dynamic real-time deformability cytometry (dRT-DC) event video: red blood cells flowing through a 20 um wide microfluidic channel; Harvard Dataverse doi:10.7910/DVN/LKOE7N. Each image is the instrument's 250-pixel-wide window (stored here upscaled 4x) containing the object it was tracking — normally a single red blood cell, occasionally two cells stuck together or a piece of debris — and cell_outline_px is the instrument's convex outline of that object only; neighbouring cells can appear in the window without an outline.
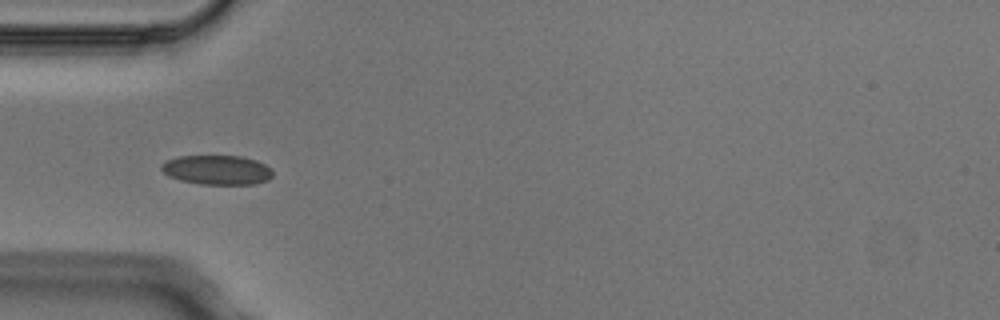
{"species": "Egyptian fruit bat (a non-hibernating species)", "species_latin": "Rousettus aegyptiacus", "temperature_condition": "cold", "stored_images_in_passage": 5, "camera_frame_rate_fps": 3000, "um_per_image_px": 0.085, "animal": {"sex": "male"}, "frame": {"image": 1, "passage_image": 4, "time_ms": 1.0, "image_size_px": [1000, 320], "cell_outline_px": [[272, 176], [268, 180], [252, 184], [200, 184], [180, 180], [168, 176], [160, 168], [160, 164], [168, 160], [180, 156], [240, 156], [256, 160], [264, 164], [272, 172]], "centroid_in_image_um": [18.42, 14.44], "position_along_channel_um": 66.6, "area_um2": 18.96}}
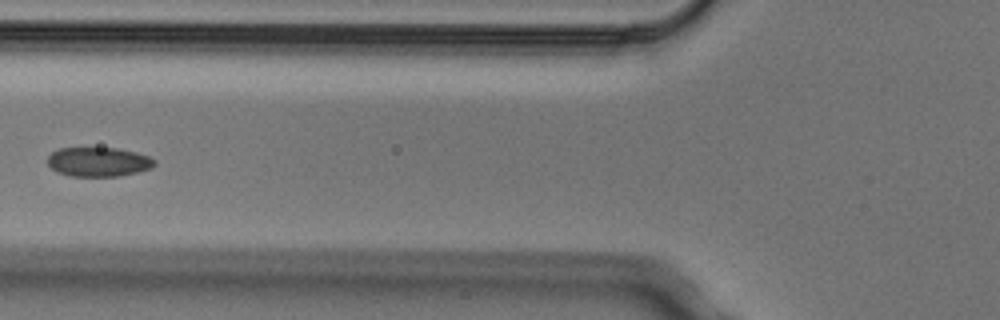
{"frame": {"image": 2, "passage_image": 5, "time_ms": 1.333, "image_size_px": [1000, 320], "cell_outline_px": [[156, 164], [152, 168], [120, 176], [72, 176], [56, 172], [48, 164], [48, 156], [52, 152], [60, 148], [116, 148], [136, 152], [148, 156], [156, 160]], "centroid_in_image_um": [8.38, 13.76], "position_along_channel_um": 117.4, "area_um2": 18.26}}